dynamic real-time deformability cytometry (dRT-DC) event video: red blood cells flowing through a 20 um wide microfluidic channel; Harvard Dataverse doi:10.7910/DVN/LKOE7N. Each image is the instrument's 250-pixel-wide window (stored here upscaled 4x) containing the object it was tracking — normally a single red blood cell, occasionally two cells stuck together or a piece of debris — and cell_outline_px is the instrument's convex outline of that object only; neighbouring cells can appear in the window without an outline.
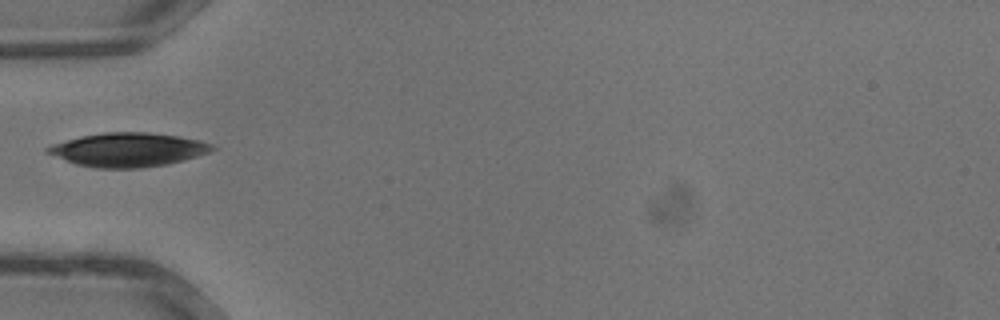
{"species": "common noctule bat (a hibernating species)", "species_latin": "Nyctalus noctula", "temperature_condition": "warm", "stored_images_in_passage": 24, "camera_frame_rate_fps": 3000, "um_per_image_px": 0.085, "animal": {"sex": "male", "body_mass_g": 13.3}, "frame": {"image": 1, "passage_image": 12, "time_ms": 3.667, "image_size_px": [1000, 320], "cell_outline_px": [[216, 148], [208, 152], [184, 160], [168, 164], [140, 168], [96, 168], [76, 164], [44, 152], [44, 148], [52, 144], [84, 136], [104, 132], [148, 132], [180, 136], [200, 140], [212, 144]], "centroid_in_image_um": [10.89, 12.73], "position_along_channel_um": 74.1, "area_um2": 32.37}}
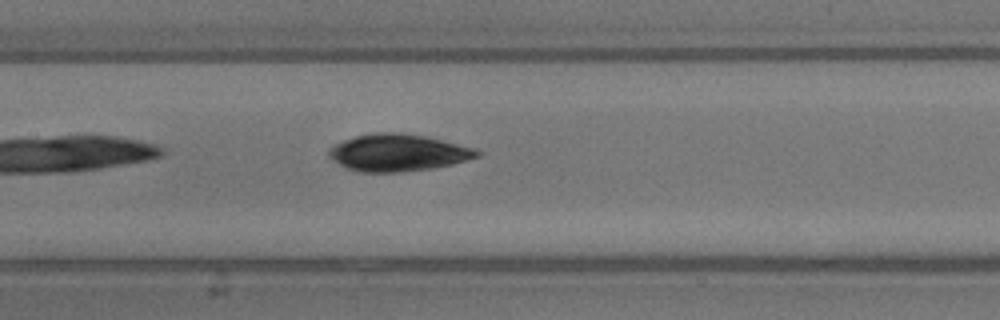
{"frame": {"image": 2, "passage_image": 17, "time_ms": 5.333, "image_size_px": [1000, 320], "cell_outline_px": [[484, 152], [480, 156], [452, 164], [432, 168], [404, 172], [360, 172], [344, 168], [332, 160], [328, 156], [328, 148], [344, 140], [356, 136], [372, 132], [400, 132], [424, 136], [476, 148]], "centroid_in_image_um": [33.82, 12.98], "position_along_channel_um": 173.6, "area_um2": 32.25}}
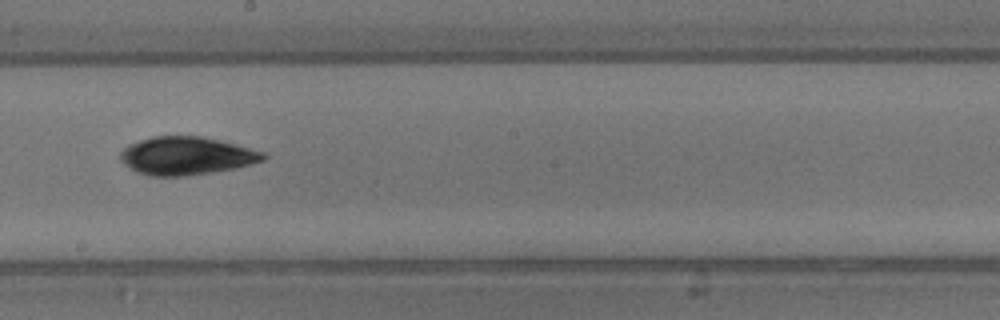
{"frame": {"image": 3, "passage_image": 20, "time_ms": 6.333, "image_size_px": [1000, 320], "cell_outline_px": [[268, 156], [264, 160], [236, 168], [212, 172], [184, 176], [148, 176], [136, 172], [124, 164], [120, 160], [120, 152], [128, 144], [152, 136], [204, 136], [220, 140], [264, 152]], "centroid_in_image_um": [15.82, 13.24], "position_along_channel_um": 232.4, "area_um2": 31.79}}